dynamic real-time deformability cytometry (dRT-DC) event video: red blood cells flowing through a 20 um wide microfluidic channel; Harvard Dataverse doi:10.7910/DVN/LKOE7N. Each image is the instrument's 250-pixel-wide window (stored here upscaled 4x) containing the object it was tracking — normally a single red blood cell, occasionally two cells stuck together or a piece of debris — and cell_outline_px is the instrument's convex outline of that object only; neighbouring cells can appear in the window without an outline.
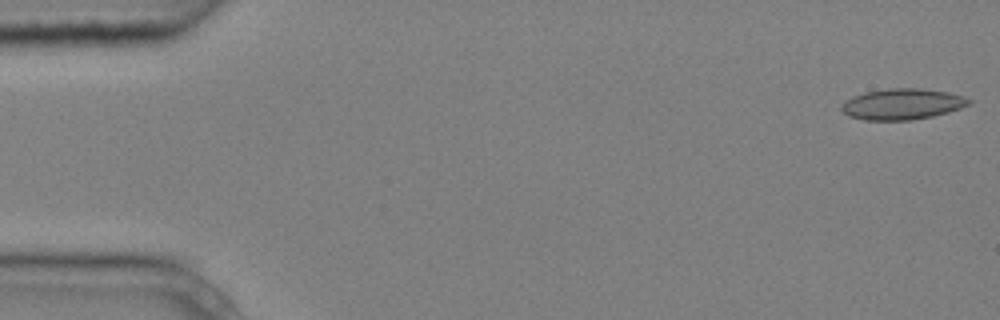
{"species": "common noctule bat (a hibernating species)", "species_latin": "Nyctalus noctula", "temperature_condition": "cold", "stored_images_in_passage": 5, "camera_frame_rate_fps": 3000, "um_per_image_px": 0.085, "animal": {"sex": "male", "body_mass_g": 20.4}, "frame": {"image": 1, "passage_image": 1, "time_ms": 0.0, "image_size_px": [1000, 320], "cell_outline_px": [[972, 104], [948, 112], [932, 116], [912, 120], [864, 120], [848, 116], [840, 108], [852, 96], [864, 92], [888, 88], [920, 88], [948, 92], [964, 96], [972, 100]], "centroid_in_image_um": [76.72, 8.84], "position_along_channel_um": 8.3, "area_um2": 23.0}}
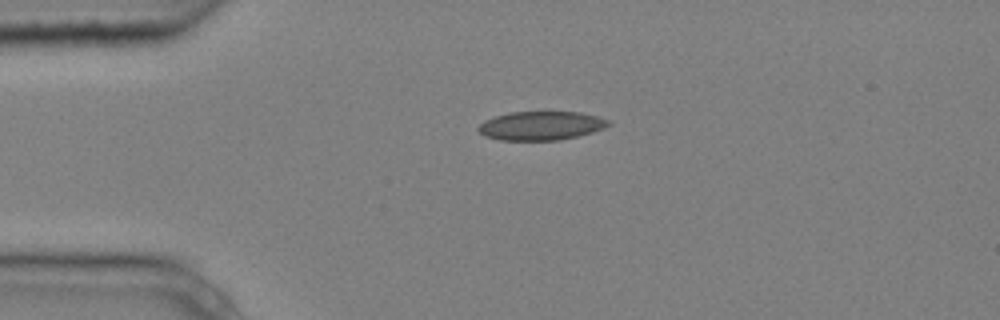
{"frame": {"image": 2, "passage_image": 4, "time_ms": 1.0, "image_size_px": [1000, 320], "cell_outline_px": [[612, 124], [604, 128], [592, 132], [560, 140], [500, 140], [484, 136], [476, 128], [484, 120], [508, 112], [580, 112], [596, 116], [608, 120]], "centroid_in_image_um": [45.96, 10.68], "position_along_channel_um": 39.0, "area_um2": 21.79}}